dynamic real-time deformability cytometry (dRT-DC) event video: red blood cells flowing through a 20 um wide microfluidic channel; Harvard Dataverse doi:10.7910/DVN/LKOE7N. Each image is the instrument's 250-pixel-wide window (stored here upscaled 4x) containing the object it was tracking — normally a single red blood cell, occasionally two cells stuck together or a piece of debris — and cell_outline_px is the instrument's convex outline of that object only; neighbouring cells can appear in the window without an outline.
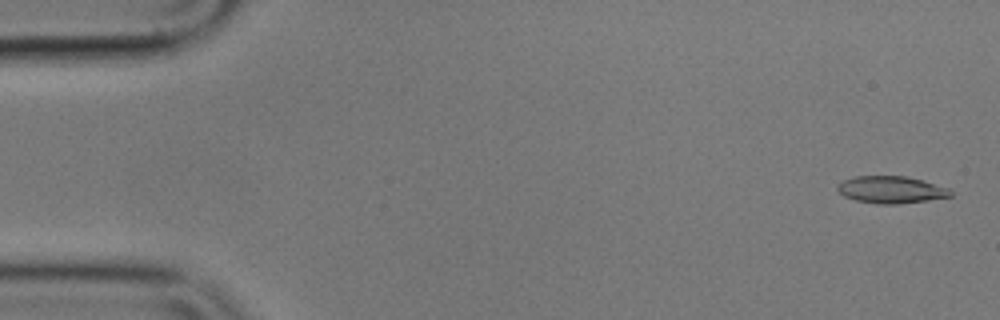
{"species": "common noctule bat (a hibernating species)", "species_latin": "Nyctalus noctula", "temperature_condition": "cold", "stored_images_in_passage": 55, "camera_frame_rate_fps": 3000, "um_per_image_px": 0.085, "animal": {"sex": "male", "body_mass_g": 17.9}, "frame": {"image": 1, "passage_image": 2, "time_ms": 0.333, "image_size_px": [1000, 320], "cell_outline_px": [[952, 196], [928, 200], [896, 204], [876, 204], [856, 200], [844, 196], [836, 188], [836, 184], [844, 180], [856, 176], [904, 176], [920, 180], [948, 188], [952, 192]], "centroid_in_image_um": [75.71, 16.13], "position_along_channel_um": 9.3, "area_um2": 17.69}}
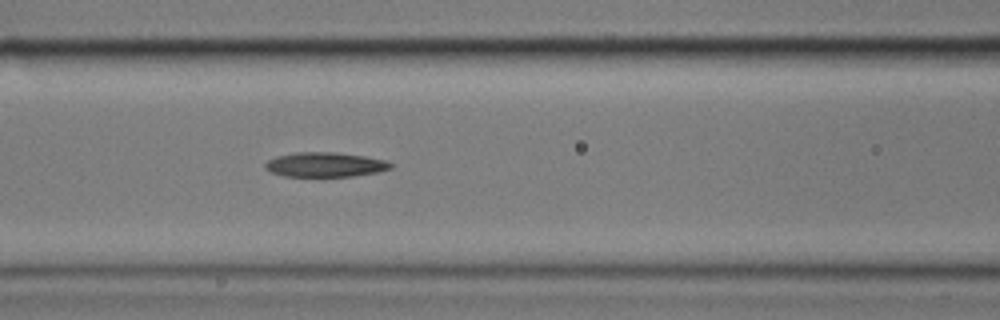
{"frame": {"image": 2, "passage_image": 23, "time_ms": 7.333, "image_size_px": [1000, 320], "cell_outline_px": [[392, 168], [376, 172], [352, 176], [284, 176], [272, 172], [264, 168], [264, 164], [268, 160], [276, 156], [296, 152], [336, 152], [364, 156], [388, 160], [392, 164]], "centroid_in_image_um": [27.63, 13.98], "position_along_channel_um": 139.0, "area_um2": 17.98}}
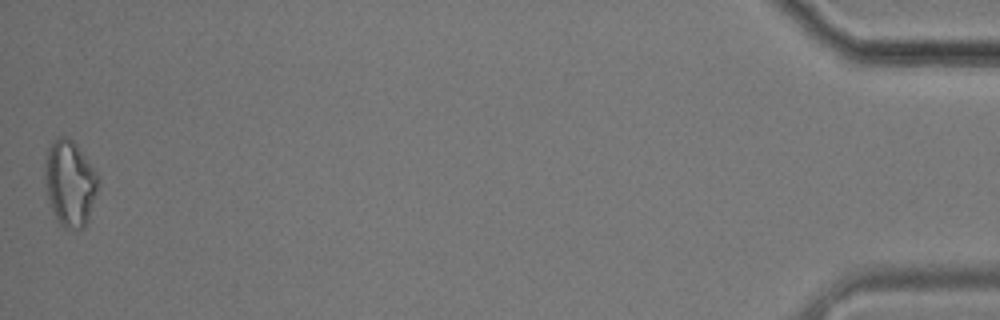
{"frame": {"image": 3, "passage_image": 55, "time_ms": 18.0, "image_size_px": [1000, 320], "cell_outline_px": [[100, 180], [88, 220], [84, 228], [76, 232], [72, 232], [64, 228], [60, 224], [48, 200], [44, 176], [44, 172], [48, 148], [56, 136], [64, 136], [72, 140], [76, 144], [96, 172]], "centroid_in_image_um": [5.94, 15.61], "position_along_channel_um": 429.3, "area_um2": 26.76}, "authors_computed_cell_mechanics": {"area_um2": 18.3226, "velocity_mm_per_s": 3.604, "shape_relaxation_time_tau1_ms": 5.8829, "shape_relaxation_time_tau2_ms": 7.9819, "deformation_change_tau1": 0.1302, "deformation_change_tau2": 0.189}}